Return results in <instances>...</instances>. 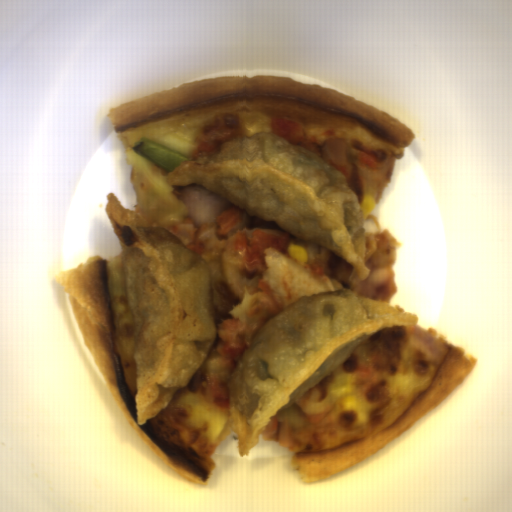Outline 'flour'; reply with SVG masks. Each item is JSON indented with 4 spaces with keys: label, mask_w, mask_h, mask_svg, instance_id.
I'll return each mask as SVG.
<instances>
[{
    "label": "flour",
    "mask_w": 512,
    "mask_h": 512,
    "mask_svg": "<svg viewBox=\"0 0 512 512\" xmlns=\"http://www.w3.org/2000/svg\"><path fill=\"white\" fill-rule=\"evenodd\" d=\"M119 230L138 425L168 407L208 356L217 338L213 283L204 259L173 233L126 224Z\"/></svg>",
    "instance_id": "obj_2"
},
{
    "label": "flour",
    "mask_w": 512,
    "mask_h": 512,
    "mask_svg": "<svg viewBox=\"0 0 512 512\" xmlns=\"http://www.w3.org/2000/svg\"><path fill=\"white\" fill-rule=\"evenodd\" d=\"M419 315L352 290L304 295L262 326L233 368L228 426L249 456L271 417L323 380L380 330L414 327Z\"/></svg>",
    "instance_id": "obj_3"
},
{
    "label": "flour",
    "mask_w": 512,
    "mask_h": 512,
    "mask_svg": "<svg viewBox=\"0 0 512 512\" xmlns=\"http://www.w3.org/2000/svg\"><path fill=\"white\" fill-rule=\"evenodd\" d=\"M173 186L198 184L262 220L314 243L368 280L364 211L343 171L283 135L236 136L183 162L167 175Z\"/></svg>",
    "instance_id": "obj_1"
}]
</instances>
